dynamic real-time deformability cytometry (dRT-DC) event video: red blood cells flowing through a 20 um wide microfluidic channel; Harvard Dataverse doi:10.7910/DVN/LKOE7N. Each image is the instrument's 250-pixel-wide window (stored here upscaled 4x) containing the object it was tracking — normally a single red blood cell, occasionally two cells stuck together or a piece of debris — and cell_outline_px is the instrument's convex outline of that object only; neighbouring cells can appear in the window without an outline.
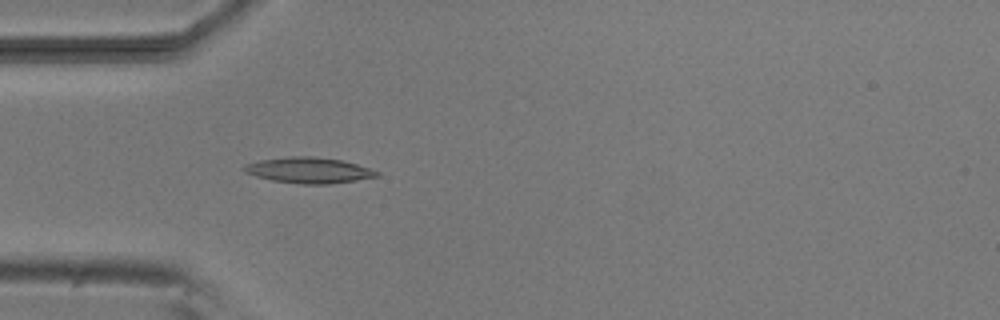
{"species": "common noctule bat (a hibernating species)", "species_latin": "Nyctalus noctula", "temperature_condition": "room temperature", "stored_images_in_passage": 4, "camera_frame_rate_fps": 3000, "um_per_image_px": 0.085, "animal": {"sex": "male", "body_mass_g": 20.5, "forearm_length_mm": 52.5}, "frame": {"image": 1, "passage_image": 4, "time_ms": 3.667, "image_size_px": [1000, 320], "cell_outline_px": [[380, 176], [356, 180], [328, 184], [300, 184], [272, 180], [256, 176], [244, 172], [244, 164], [260, 160], [288, 156], [312, 156], [340, 160], [356, 164], [380, 172]], "centroid_in_image_um": [26.24, 14.47], "position_along_channel_um": 58.8, "area_um2": 19.83}}